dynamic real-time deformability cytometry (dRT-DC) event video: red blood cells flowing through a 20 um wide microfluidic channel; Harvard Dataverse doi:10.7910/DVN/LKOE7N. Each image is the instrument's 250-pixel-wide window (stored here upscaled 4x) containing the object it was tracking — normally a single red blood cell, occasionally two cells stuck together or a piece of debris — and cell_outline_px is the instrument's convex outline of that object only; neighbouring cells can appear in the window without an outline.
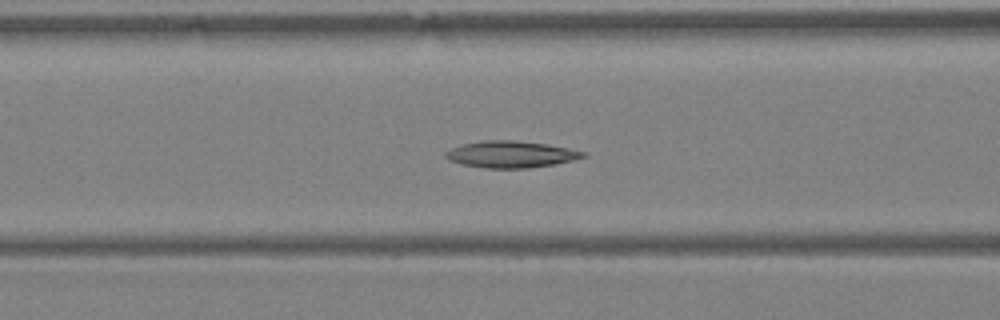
{"species": "Egyptian fruit bat (a non-hibernating species)", "species_latin": "Rousettus aegyptiacus", "temperature_condition": "warm", "stored_images_in_passage": 39, "camera_frame_rate_fps": 3000, "um_per_image_px": 0.085, "animal": {"sex": "female"}, "frame": {"image": 1, "passage_image": 16, "time_ms": 5.0, "image_size_px": [1000, 320], "cell_outline_px": [[588, 156], [556, 164], [528, 168], [484, 168], [460, 164], [448, 160], [444, 156], [444, 152], [452, 148], [464, 144], [480, 140], [512, 140], [544, 144], [568, 148], [584, 152]], "centroid_in_image_um": [43.38, 13.12], "position_along_channel_um": 123.2, "area_um2": 21.33}}
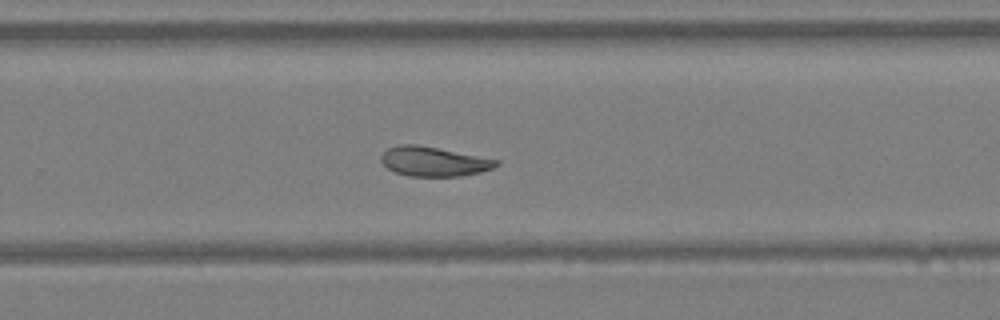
{"frame": {"image": 2, "passage_image": 26, "time_ms": 8.333, "image_size_px": [1000, 320], "cell_outline_px": [[500, 164], [492, 168], [480, 172], [460, 176], [408, 176], [396, 172], [388, 168], [380, 160], [380, 156], [388, 148], [396, 144], [416, 144], [500, 160]], "centroid_in_image_um": [36.85, 13.72], "position_along_channel_um": 292.9, "area_um2": 19.71}}
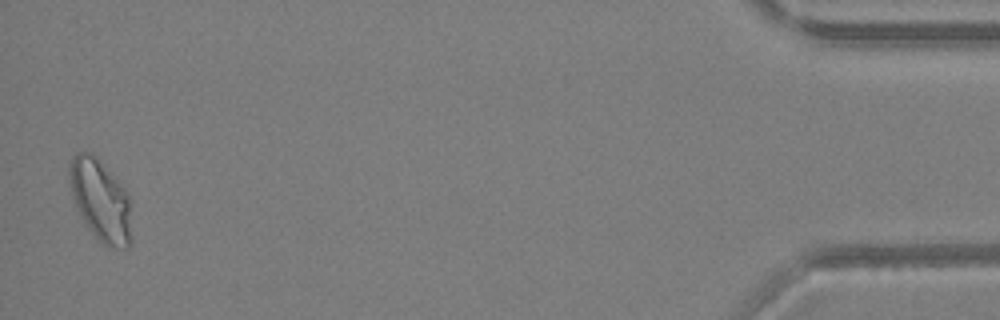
{"frame": {"image": 3, "passage_image": 39, "time_ms": 12.667, "image_size_px": [1000, 320], "cell_outline_px": [[132, 240], [128, 248], [108, 248], [88, 228], [80, 216], [72, 196], [68, 180], [68, 164], [72, 156], [76, 152], [88, 152], [96, 156], [128, 192], [132, 200]], "centroid_in_image_um": [8.58, 17.04], "position_along_channel_um": 426.6, "area_um2": 30.4}}